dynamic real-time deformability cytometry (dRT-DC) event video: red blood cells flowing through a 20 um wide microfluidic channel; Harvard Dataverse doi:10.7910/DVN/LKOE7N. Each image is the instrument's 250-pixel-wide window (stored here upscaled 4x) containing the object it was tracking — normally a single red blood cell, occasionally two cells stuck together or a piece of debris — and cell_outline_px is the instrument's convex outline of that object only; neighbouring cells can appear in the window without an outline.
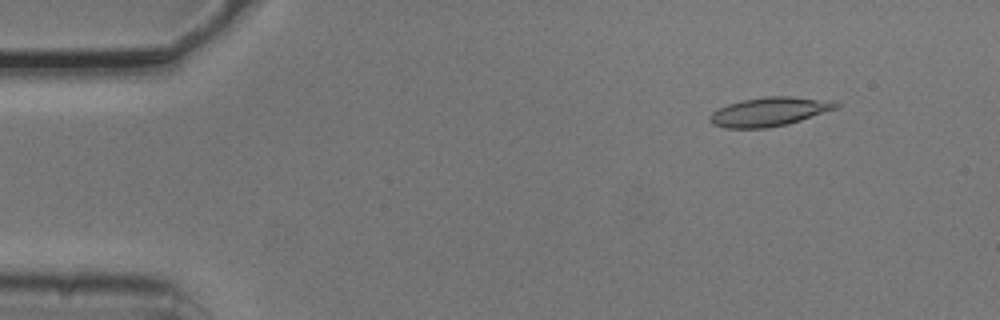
{"species": "common noctule bat (a hibernating species)", "species_latin": "Nyctalus noctula", "temperature_condition": "cold", "stored_images_in_passage": 6, "camera_frame_rate_fps": 3000, "um_per_image_px": 0.085, "animal": {"sex": "male", "body_mass_g": 20.5, "forearm_length_mm": 52.5}, "frame": {"image": 1, "passage_image": 2, "time_ms": 0.333, "image_size_px": [1000, 320], "cell_outline_px": [[840, 104], [836, 108], [788, 124], [764, 128], [724, 128], [712, 124], [708, 120], [708, 116], [716, 108], [728, 104], [744, 100], [764, 96], [792, 96], [836, 100]], "centroid_in_image_um": [65.37, 9.48], "position_along_channel_um": 19.6, "area_um2": 21.44}}
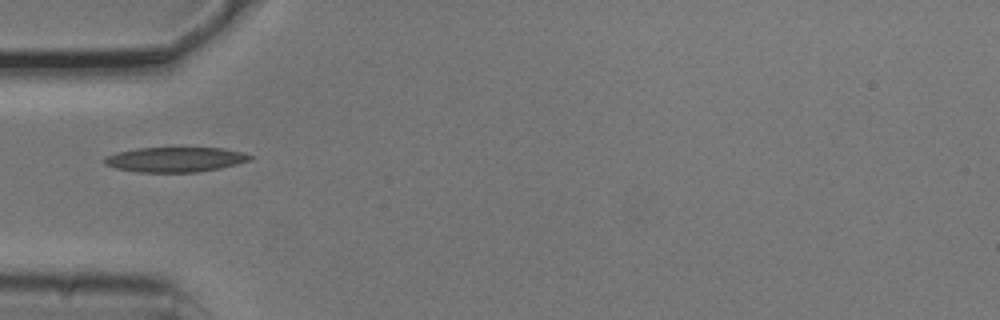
{"frame": {"image": 2, "passage_image": 5, "time_ms": 1.333, "image_size_px": [1000, 320], "cell_outline_px": [[256, 156], [252, 160], [220, 168], [196, 172], [136, 172], [116, 168], [104, 164], [100, 160], [104, 156], [116, 152], [136, 148], [224, 148], [244, 152]], "centroid_in_image_um": [14.88, 13.55], "position_along_channel_um": 70.1, "area_um2": 21.44}}